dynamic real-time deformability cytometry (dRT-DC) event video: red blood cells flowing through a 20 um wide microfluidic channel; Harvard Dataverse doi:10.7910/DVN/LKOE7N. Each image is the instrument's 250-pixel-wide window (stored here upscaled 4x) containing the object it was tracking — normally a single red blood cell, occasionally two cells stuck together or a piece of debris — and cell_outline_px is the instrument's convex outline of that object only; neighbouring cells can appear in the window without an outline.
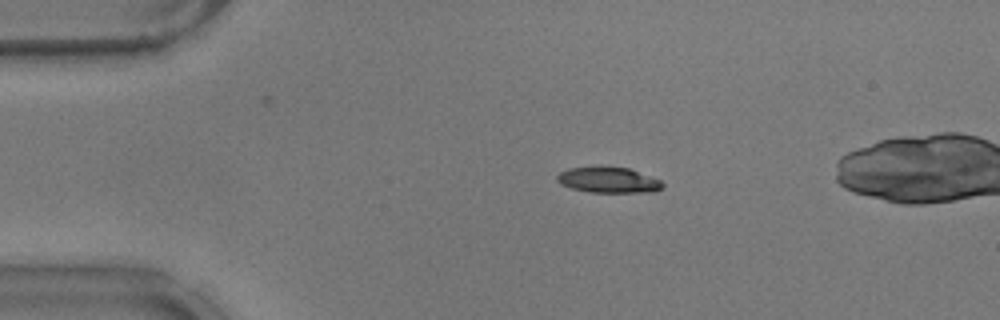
{"species": "common noctule bat (a hibernating species)", "species_latin": "Nyctalus noctula", "temperature_condition": "warm", "stored_images_in_passage": 10, "camera_frame_rate_fps": 3000, "um_per_image_px": 0.085, "animal": {"sex": "male", "body_mass_g": 17.9}, "frame": {"image": 1, "passage_image": 1, "time_ms": 0.0, "image_size_px": [1000, 320], "cell_outline_px": [[664, 188], [652, 192], [588, 192], [572, 188], [560, 184], [556, 180], [556, 176], [560, 172], [568, 168], [600, 164], [628, 168], [660, 180], [664, 184]], "centroid_in_image_um": [51.67, 15.27], "position_along_channel_um": 33.3, "area_um2": 16.3}}